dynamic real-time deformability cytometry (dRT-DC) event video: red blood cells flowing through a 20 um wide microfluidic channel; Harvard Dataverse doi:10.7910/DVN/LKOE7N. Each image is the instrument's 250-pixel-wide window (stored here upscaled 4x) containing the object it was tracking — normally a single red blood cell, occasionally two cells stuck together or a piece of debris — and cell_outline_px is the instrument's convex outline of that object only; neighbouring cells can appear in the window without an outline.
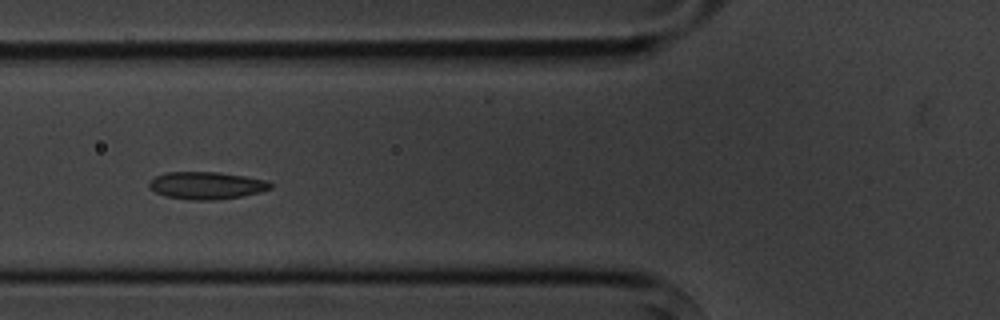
{"species": "common noctule bat (a hibernating species)", "species_latin": "Nyctalus noctula", "temperature_condition": "cold", "stored_images_in_passage": 9, "camera_frame_rate_fps": 3000, "um_per_image_px": 0.085, "animal": {"sex": "male", "body_mass_g": 20.1, "forearm_length_mm": 53.5}, "frame": {"image": 1, "passage_image": 4, "time_ms": 3.667, "image_size_px": [1000, 320], "cell_outline_px": [[272, 188], [260, 192], [240, 196], [212, 200], [192, 200], [164, 196], [148, 188], [148, 180], [164, 172], [220, 172], [268, 180], [272, 184]], "centroid_in_image_um": [17.52, 15.75], "position_along_channel_um": 108.3, "area_um2": 19.48}}
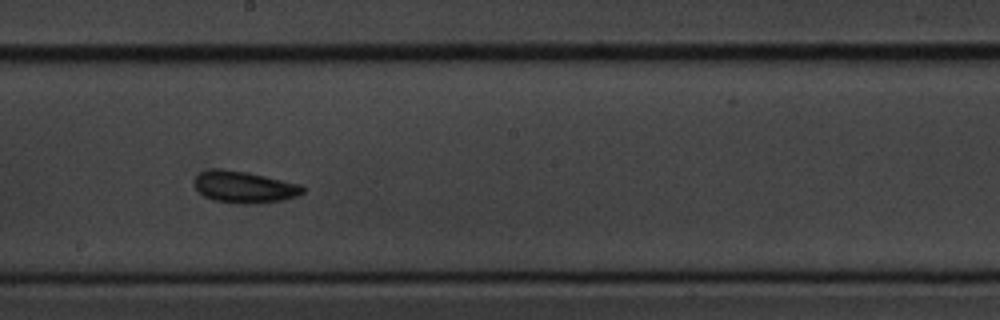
{"frame": {"image": 2, "passage_image": 7, "time_ms": 7.0, "image_size_px": [1000, 320], "cell_outline_px": [[304, 192], [296, 196], [284, 200], [256, 204], [240, 204], [216, 200], [204, 196], [196, 188], [196, 176], [200, 172], [212, 168], [220, 168], [248, 172], [300, 184], [304, 188]], "centroid_in_image_um": [20.78, 15.89], "position_along_channel_um": 227.4, "area_um2": 20.0}}
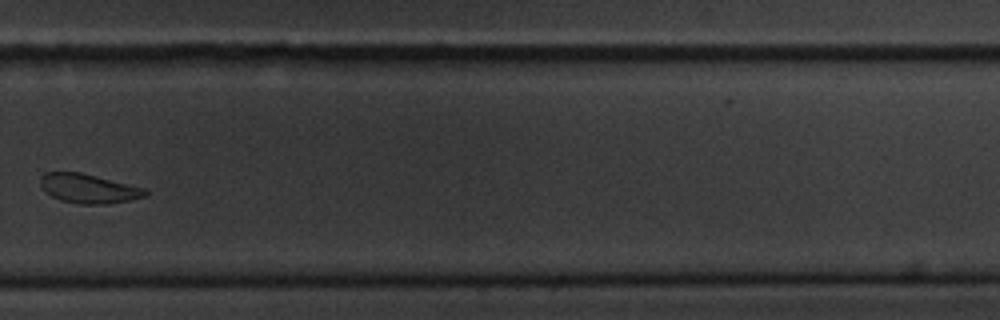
{"frame": {"image": 3, "passage_image": 9, "time_ms": 9.667, "image_size_px": [1000, 320], "cell_outline_px": [[148, 192], [144, 196], [128, 200], [104, 204], [80, 204], [60, 200], [44, 192], [40, 184], [40, 176], [44, 172], [80, 172], [144, 188]], "centroid_in_image_um": [7.45, 16.02], "position_along_channel_um": 322.3, "area_um2": 17.69}}